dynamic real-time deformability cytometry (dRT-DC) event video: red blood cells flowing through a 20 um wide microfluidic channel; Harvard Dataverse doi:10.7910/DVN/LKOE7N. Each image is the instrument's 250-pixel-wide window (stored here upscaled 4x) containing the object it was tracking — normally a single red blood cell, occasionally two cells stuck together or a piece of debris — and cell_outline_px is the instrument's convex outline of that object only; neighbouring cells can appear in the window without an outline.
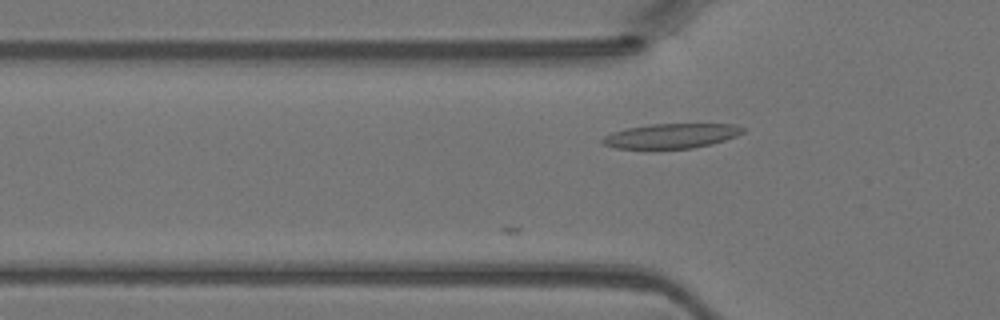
{"species": "Egyptian fruit bat (a non-hibernating species)", "species_latin": "Rousettus aegyptiacus", "temperature_condition": "warm", "stored_images_in_passage": 12, "camera_frame_rate_fps": 3000, "um_per_image_px": 0.085, "animal": {"sex": "female"}, "frame": {"image": 1, "passage_image": 12, "time_ms": 3.667, "image_size_px": [1000, 320], "cell_outline_px": [[744, 132], [736, 136], [712, 144], [692, 148], [616, 148], [604, 144], [600, 140], [604, 136], [612, 132], [628, 128], [652, 124], [736, 124], [744, 128]], "centroid_in_image_um": [57.08, 11.54], "position_along_channel_um": 68.7, "area_um2": 20.0}}